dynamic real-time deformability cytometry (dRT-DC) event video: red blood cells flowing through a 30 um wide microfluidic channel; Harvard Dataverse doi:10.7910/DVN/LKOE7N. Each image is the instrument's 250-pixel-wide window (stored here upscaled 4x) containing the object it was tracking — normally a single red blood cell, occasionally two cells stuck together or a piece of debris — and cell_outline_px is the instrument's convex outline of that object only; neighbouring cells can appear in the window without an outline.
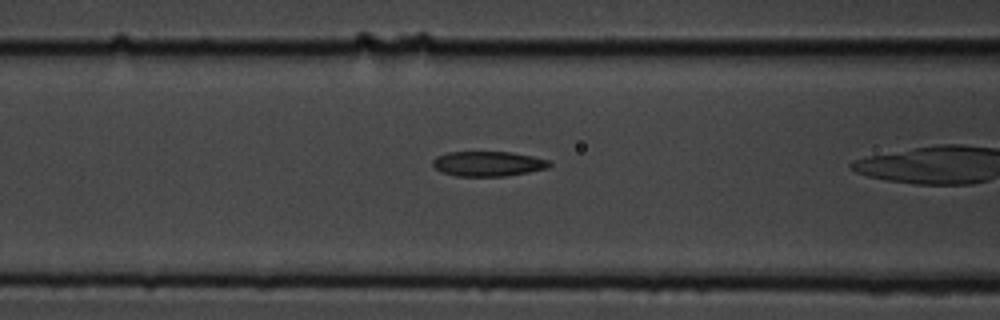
{"species": "common noctule bat (a hibernating species)", "species_latin": "Nyctalus noctula", "temperature_condition": "cold", "stored_images_in_passage": 8, "camera_frame_rate_fps": 3000, "um_per_image_px": 0.085, "animal": {"sex": "male", "body_mass_g": 19.5, "forearm_length_mm": 54.6}, "frame": {"image": 1, "passage_image": 3, "time_ms": 0.667, "image_size_px": [1000, 320], "cell_outline_px": [[552, 164], [548, 168], [528, 172], [504, 176], [456, 176], [440, 172], [432, 164], [432, 160], [436, 156], [448, 152], [512, 152], [532, 156], [548, 160]], "centroid_in_image_um": [41.46, 13.92], "position_along_channel_um": 125.1, "area_um2": 16.99}}
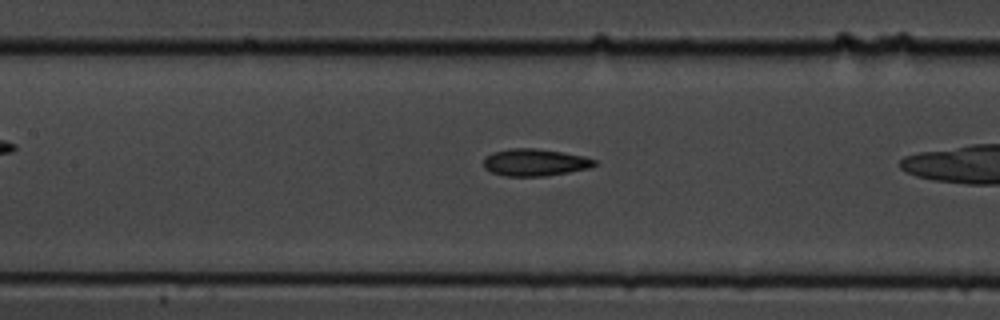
{"frame": {"image": 2, "passage_image": 6, "time_ms": 1.667, "image_size_px": [1000, 320], "cell_outline_px": [[596, 164], [592, 168], [548, 176], [504, 176], [492, 172], [484, 168], [484, 156], [492, 152], [512, 148], [536, 148], [584, 156], [596, 160]], "centroid_in_image_um": [45.47, 13.81], "position_along_channel_um": 161.9, "area_um2": 17.69}}